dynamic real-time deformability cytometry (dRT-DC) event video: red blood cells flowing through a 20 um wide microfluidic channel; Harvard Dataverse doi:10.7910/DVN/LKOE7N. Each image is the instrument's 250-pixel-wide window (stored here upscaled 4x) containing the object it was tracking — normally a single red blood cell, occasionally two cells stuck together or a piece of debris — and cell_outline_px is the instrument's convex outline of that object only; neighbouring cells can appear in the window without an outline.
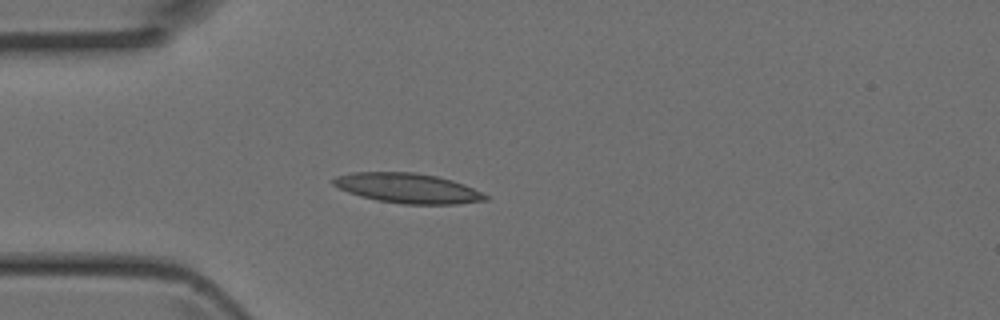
{"species": "Egyptian fruit bat (a non-hibernating species)", "species_latin": "Rousettus aegyptiacus", "temperature_condition": "room temperature", "stored_images_in_passage": 3, "camera_frame_rate_fps": 3000, "um_per_image_px": 0.085, "animal": {"sex": "female"}, "frame": {"image": 1, "passage_image": 3, "time_ms": 0.667, "image_size_px": [1000, 320], "cell_outline_px": [[488, 200], [456, 204], [404, 204], [376, 200], [360, 196], [348, 192], [332, 184], [332, 180], [336, 176], [352, 172], [416, 172], [436, 176], [452, 180], [464, 184], [488, 196]], "centroid_in_image_um": [34.64, 15.99], "position_along_channel_um": 50.4, "area_um2": 26.41}}